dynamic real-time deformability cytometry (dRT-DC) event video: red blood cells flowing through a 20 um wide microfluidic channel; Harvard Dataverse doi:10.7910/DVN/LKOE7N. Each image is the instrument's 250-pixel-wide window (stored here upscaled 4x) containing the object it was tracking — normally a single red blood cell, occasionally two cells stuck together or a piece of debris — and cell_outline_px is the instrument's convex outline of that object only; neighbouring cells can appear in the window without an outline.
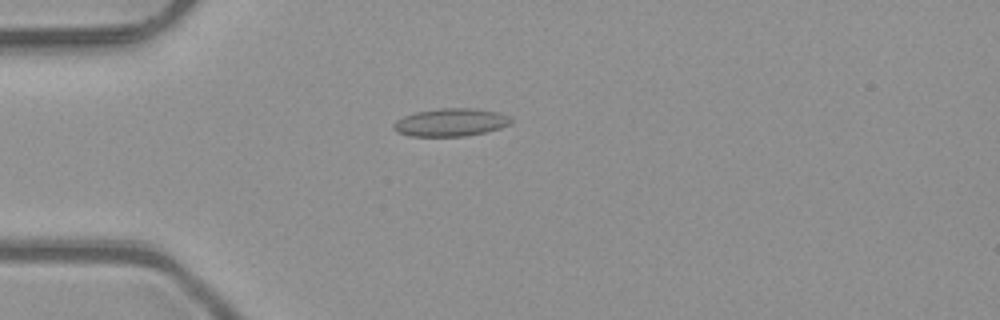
{"species": "common noctule bat (a hibernating species)", "species_latin": "Nyctalus noctula", "temperature_condition": "room temperature", "stored_images_in_passage": 2, "camera_frame_rate_fps": 3000, "um_per_image_px": 0.085, "animal": {"sex": "male", "body_mass_g": 23.1, "forearm_length_mm": 52.7}, "frame": {"image": 1, "passage_image": 2, "time_ms": 0.333, "image_size_px": [1000, 320], "cell_outline_px": [[512, 124], [500, 128], [484, 132], [464, 136], [412, 136], [396, 132], [392, 128], [392, 124], [396, 120], [404, 116], [416, 112], [440, 108], [472, 108], [500, 112], [512, 116]], "centroid_in_image_um": [38.33, 10.39], "position_along_channel_um": 46.7, "area_um2": 19.25}}